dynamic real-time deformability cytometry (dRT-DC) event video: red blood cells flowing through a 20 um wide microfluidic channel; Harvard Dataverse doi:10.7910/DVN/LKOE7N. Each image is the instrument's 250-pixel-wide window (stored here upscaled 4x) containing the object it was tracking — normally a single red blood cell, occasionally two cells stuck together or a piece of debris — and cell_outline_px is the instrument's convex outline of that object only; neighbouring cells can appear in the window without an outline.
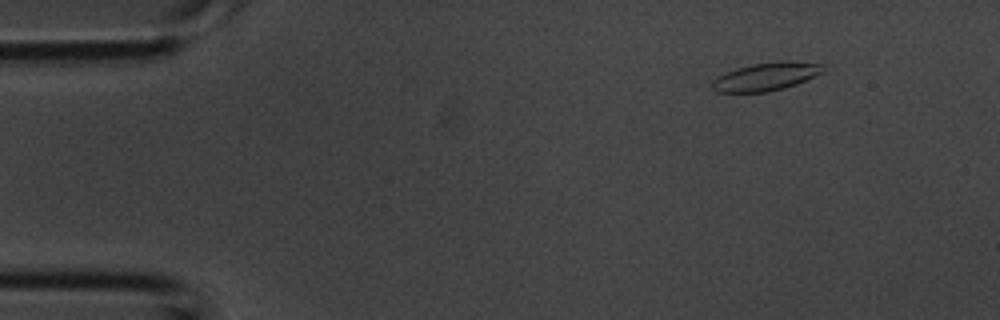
{"species": "common noctule bat (a hibernating species)", "species_latin": "Nyctalus noctula", "temperature_condition": "room temperature", "stored_images_in_passage": 3, "camera_frame_rate_fps": 3000, "um_per_image_px": 0.085, "animal": {"sex": "male", "body_mass_g": 20.1, "forearm_length_mm": 53.5}, "frame": {"image": 1, "passage_image": 1, "time_ms": 0.0, "image_size_px": [1000, 320], "cell_outline_px": [[824, 72], [796, 84], [784, 88], [768, 92], [716, 92], [712, 88], [712, 80], [736, 68], [752, 64], [788, 60], [824, 64]], "centroid_in_image_um": [65.15, 6.51], "position_along_channel_um": 19.9, "area_um2": 18.09}}